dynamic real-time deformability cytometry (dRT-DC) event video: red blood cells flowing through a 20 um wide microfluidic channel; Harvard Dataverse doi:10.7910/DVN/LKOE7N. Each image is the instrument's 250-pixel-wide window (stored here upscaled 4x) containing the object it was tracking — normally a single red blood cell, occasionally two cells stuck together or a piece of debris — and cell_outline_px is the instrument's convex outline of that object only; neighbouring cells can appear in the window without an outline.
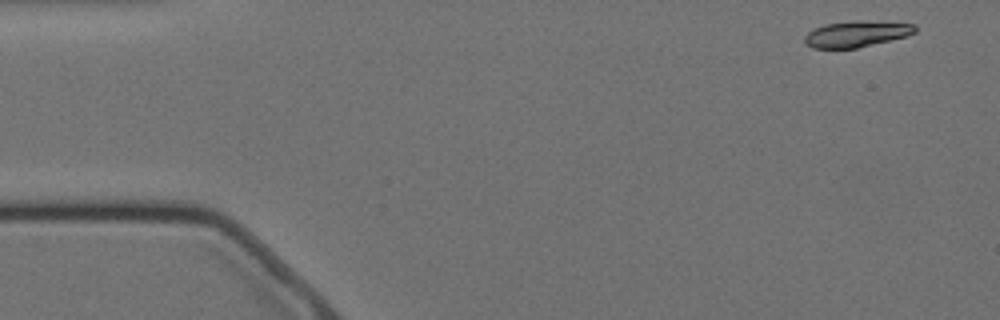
{"species": "Egyptian fruit bat (a non-hibernating species)", "species_latin": "Rousettus aegyptiacus", "temperature_condition": "cold", "stored_images_in_passage": 55, "camera_frame_rate_fps": 3000, "um_per_image_px": 0.085, "animal": {"sex": "female"}, "frame": {"image": 1, "passage_image": 1, "time_ms": 0.0, "image_size_px": [1000, 320], "cell_outline_px": [[916, 32], [908, 36], [856, 48], [812, 48], [804, 44], [804, 36], [808, 32], [824, 24], [852, 20], [860, 20], [916, 24]], "centroid_in_image_um": [72.79, 2.88], "position_along_channel_um": 12.2, "area_um2": 16.94}}
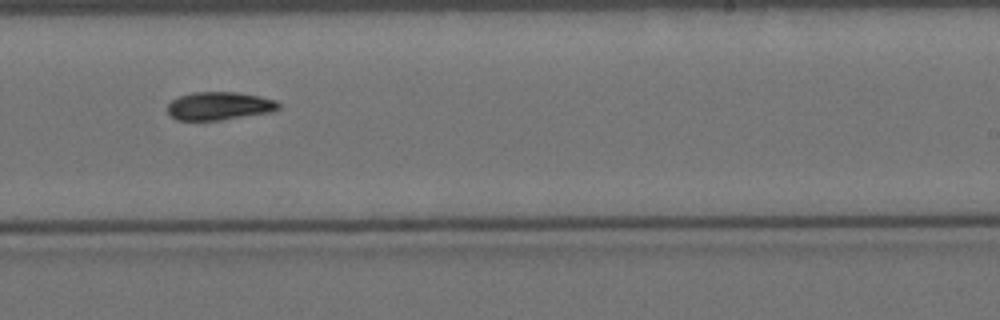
{"frame": {"image": 2, "passage_image": 32, "time_ms": 10.333, "image_size_px": [1000, 320], "cell_outline_px": [[280, 108], [272, 112], [220, 120], [176, 120], [168, 112], [168, 104], [172, 100], [180, 96], [192, 92], [236, 92], [260, 96], [276, 100], [280, 104]], "centroid_in_image_um": [18.66, 9.0], "position_along_channel_um": 270.3, "area_um2": 18.21}}
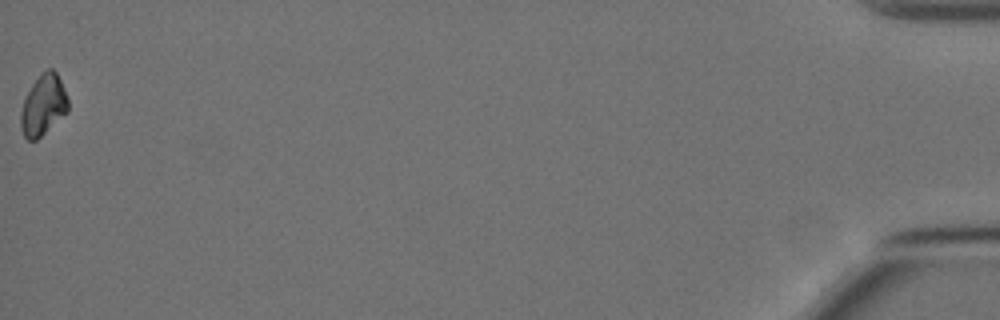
{"frame": {"image": 3, "passage_image": 55, "time_ms": 18.0, "image_size_px": [1000, 320], "cell_outline_px": [[68, 112], [36, 140], [28, 140], [24, 136], [20, 128], [20, 112], [24, 100], [32, 84], [48, 68], [52, 68], [56, 72], [68, 96]], "centroid_in_image_um": [3.68, 8.96], "position_along_channel_um": 431.5, "area_um2": 16.59}, "authors_computed_cell_mechanics": {"area_um2": 17.7446, "velocity_mm_per_s": 3.4853, "shape_relaxation_time_tau1_ms": 8.3232, "shape_relaxation_time_tau2_ms": null, "deformation_change_tau1": 0.1634, "deformation_change_tau2": null}}